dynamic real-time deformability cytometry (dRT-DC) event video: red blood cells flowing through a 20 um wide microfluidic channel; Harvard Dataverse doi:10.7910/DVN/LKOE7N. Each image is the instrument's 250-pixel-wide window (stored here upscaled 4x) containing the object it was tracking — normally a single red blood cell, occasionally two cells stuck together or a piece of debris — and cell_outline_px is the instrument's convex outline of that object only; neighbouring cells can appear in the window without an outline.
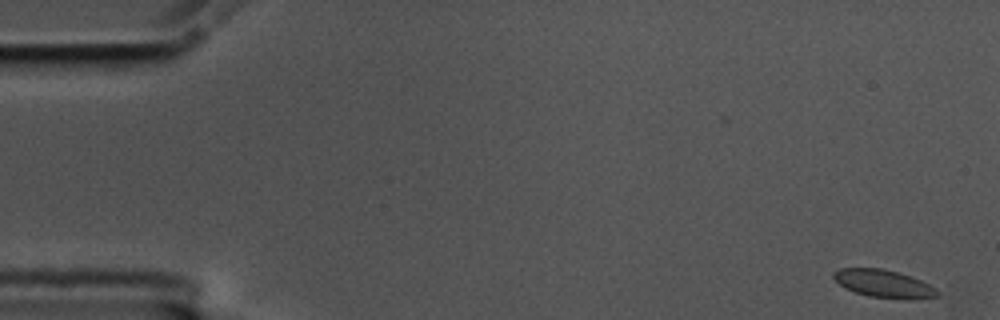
{"species": "common noctule bat (a hibernating species)", "species_latin": "Nyctalus noctula", "temperature_condition": "cold", "stored_images_in_passage": 17, "camera_frame_rate_fps": 3000, "um_per_image_px": 0.085, "animal": {"sex": "male", "body_mass_g": 17.5, "forearm_length_mm": 52.3}, "frame": {"image": 1, "passage_image": 1, "time_ms": 0.0, "image_size_px": [1000, 320], "cell_outline_px": [[940, 296], [916, 300], [908, 300], [868, 296], [844, 288], [832, 276], [832, 272], [840, 268], [880, 268], [896, 272], [920, 280], [936, 288], [940, 292]], "centroid_in_image_um": [75.14, 24.13], "position_along_channel_um": 9.9, "area_um2": 16.88}}
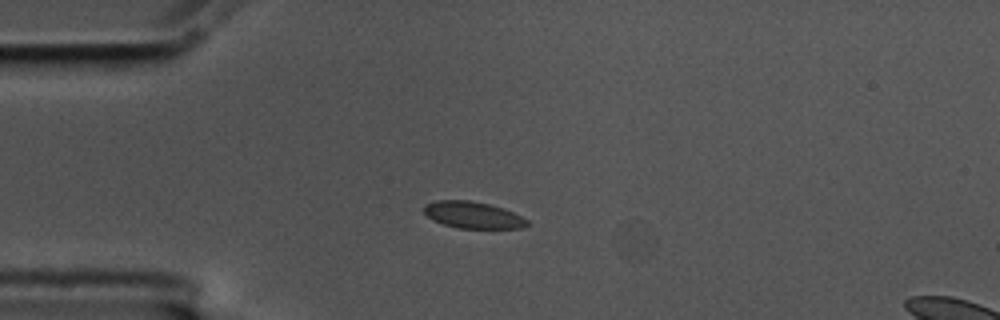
{"frame": {"image": 2, "passage_image": 14, "time_ms": 4.333, "image_size_px": [1000, 320], "cell_outline_px": [[528, 224], [520, 228], [460, 228], [444, 224], [432, 220], [424, 212], [424, 204], [436, 200], [468, 200], [488, 204], [504, 208], [528, 220]], "centroid_in_image_um": [40.17, 18.26], "position_along_channel_um": 44.8, "area_um2": 15.9}}